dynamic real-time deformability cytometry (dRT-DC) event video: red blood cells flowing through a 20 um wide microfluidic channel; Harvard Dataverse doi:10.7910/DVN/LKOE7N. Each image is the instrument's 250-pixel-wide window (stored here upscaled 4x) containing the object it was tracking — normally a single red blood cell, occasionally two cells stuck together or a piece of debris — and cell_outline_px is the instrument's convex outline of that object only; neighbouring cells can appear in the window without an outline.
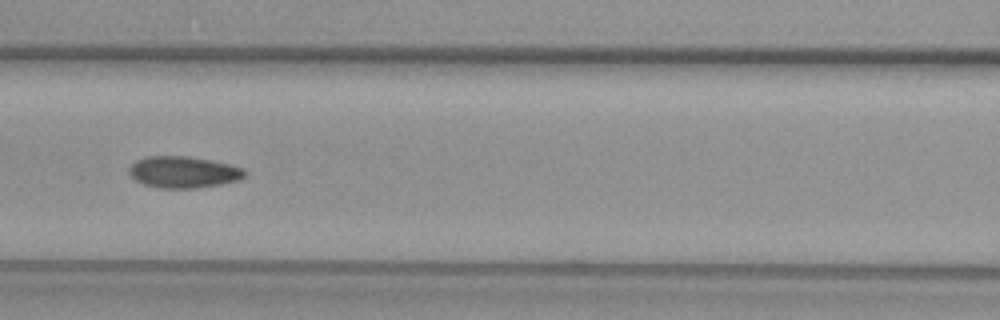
{"species": "common noctule bat (a hibernating species)", "species_latin": "Nyctalus noctula", "temperature_condition": "warm", "stored_images_in_passage": 38, "camera_frame_rate_fps": 3000, "um_per_image_px": 0.085, "animal": {"sex": "female", "body_mass_g": 29.2, "forearm_length_mm": 56.3}, "frame": {"image": 1, "passage_image": 12, "time_ms": 3.667, "image_size_px": [1000, 320], "cell_outline_px": [[248, 172], [240, 180], [220, 184], [196, 188], [156, 188], [144, 184], [136, 180], [128, 172], [128, 168], [136, 160], [148, 156], [188, 156], [212, 160], [244, 168]], "centroid_in_image_um": [15.6, 14.63], "position_along_channel_um": 151.0, "area_um2": 21.39}}
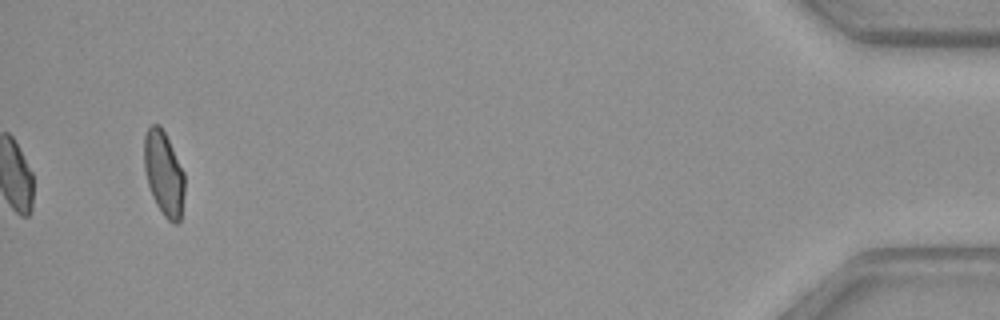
{"frame": {"image": 2, "passage_image": 38, "time_ms": 12.333, "image_size_px": [1000, 320], "cell_outline_px": [[184, 192], [180, 220], [176, 224], [172, 224], [164, 216], [156, 204], [152, 196], [148, 184], [144, 168], [144, 136], [148, 128], [152, 124], [160, 124], [184, 172]], "centroid_in_image_um": [13.91, 14.76], "position_along_channel_um": 421.3, "area_um2": 19.77}}